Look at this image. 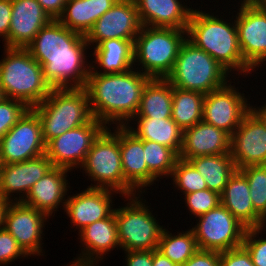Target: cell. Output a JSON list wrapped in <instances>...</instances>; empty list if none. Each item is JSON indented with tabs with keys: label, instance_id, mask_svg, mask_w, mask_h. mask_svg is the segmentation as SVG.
<instances>
[{
	"label": "cell",
	"instance_id": "ac0fdd59",
	"mask_svg": "<svg viewBox=\"0 0 266 266\" xmlns=\"http://www.w3.org/2000/svg\"><path fill=\"white\" fill-rule=\"evenodd\" d=\"M230 155L237 169L266 165V128L251 111L231 135Z\"/></svg>",
	"mask_w": 266,
	"mask_h": 266
},
{
	"label": "cell",
	"instance_id": "9c48e42d",
	"mask_svg": "<svg viewBox=\"0 0 266 266\" xmlns=\"http://www.w3.org/2000/svg\"><path fill=\"white\" fill-rule=\"evenodd\" d=\"M111 129L106 127L95 139L80 170L82 169V173H85L91 182L95 183L87 187L110 189L118 192L119 197H125V178L119 147V126L114 127L113 125Z\"/></svg>",
	"mask_w": 266,
	"mask_h": 266
},
{
	"label": "cell",
	"instance_id": "f546056e",
	"mask_svg": "<svg viewBox=\"0 0 266 266\" xmlns=\"http://www.w3.org/2000/svg\"><path fill=\"white\" fill-rule=\"evenodd\" d=\"M172 85L166 79L151 78L143 88L134 117L171 118Z\"/></svg>",
	"mask_w": 266,
	"mask_h": 266
},
{
	"label": "cell",
	"instance_id": "7c38bea8",
	"mask_svg": "<svg viewBox=\"0 0 266 266\" xmlns=\"http://www.w3.org/2000/svg\"><path fill=\"white\" fill-rule=\"evenodd\" d=\"M106 126L94 117L86 124L66 131L46 144L45 155L53 167L73 171L82 166L93 142Z\"/></svg>",
	"mask_w": 266,
	"mask_h": 266
},
{
	"label": "cell",
	"instance_id": "ee69618b",
	"mask_svg": "<svg viewBox=\"0 0 266 266\" xmlns=\"http://www.w3.org/2000/svg\"><path fill=\"white\" fill-rule=\"evenodd\" d=\"M126 266H152L153 250L124 251Z\"/></svg>",
	"mask_w": 266,
	"mask_h": 266
},
{
	"label": "cell",
	"instance_id": "3957f363",
	"mask_svg": "<svg viewBox=\"0 0 266 266\" xmlns=\"http://www.w3.org/2000/svg\"><path fill=\"white\" fill-rule=\"evenodd\" d=\"M200 9H193L187 28V39L197 48L213 57L229 73L239 76L253 73V69L244 61L239 46L236 22Z\"/></svg>",
	"mask_w": 266,
	"mask_h": 266
},
{
	"label": "cell",
	"instance_id": "44dd1931",
	"mask_svg": "<svg viewBox=\"0 0 266 266\" xmlns=\"http://www.w3.org/2000/svg\"><path fill=\"white\" fill-rule=\"evenodd\" d=\"M114 194L119 193L105 188L88 187L80 193L67 196L64 211L70 218L71 226L80 231L95 221L107 218L114 211Z\"/></svg>",
	"mask_w": 266,
	"mask_h": 266
},
{
	"label": "cell",
	"instance_id": "e575fe53",
	"mask_svg": "<svg viewBox=\"0 0 266 266\" xmlns=\"http://www.w3.org/2000/svg\"><path fill=\"white\" fill-rule=\"evenodd\" d=\"M170 178L183 195L207 189L204 178L188 160L178 158Z\"/></svg>",
	"mask_w": 266,
	"mask_h": 266
},
{
	"label": "cell",
	"instance_id": "d590c367",
	"mask_svg": "<svg viewBox=\"0 0 266 266\" xmlns=\"http://www.w3.org/2000/svg\"><path fill=\"white\" fill-rule=\"evenodd\" d=\"M238 170L248 181L254 210L262 216L266 212V165H250Z\"/></svg>",
	"mask_w": 266,
	"mask_h": 266
},
{
	"label": "cell",
	"instance_id": "bcb514c9",
	"mask_svg": "<svg viewBox=\"0 0 266 266\" xmlns=\"http://www.w3.org/2000/svg\"><path fill=\"white\" fill-rule=\"evenodd\" d=\"M152 266H178V265L173 263L168 257H165L160 251L153 250Z\"/></svg>",
	"mask_w": 266,
	"mask_h": 266
},
{
	"label": "cell",
	"instance_id": "7bdbcfd3",
	"mask_svg": "<svg viewBox=\"0 0 266 266\" xmlns=\"http://www.w3.org/2000/svg\"><path fill=\"white\" fill-rule=\"evenodd\" d=\"M12 0H0V37L5 42L3 47H8V33L11 24Z\"/></svg>",
	"mask_w": 266,
	"mask_h": 266
},
{
	"label": "cell",
	"instance_id": "9a60e30c",
	"mask_svg": "<svg viewBox=\"0 0 266 266\" xmlns=\"http://www.w3.org/2000/svg\"><path fill=\"white\" fill-rule=\"evenodd\" d=\"M229 83L204 96L203 117L206 123L228 133L230 136L239 127L242 118L250 111L245 93Z\"/></svg>",
	"mask_w": 266,
	"mask_h": 266
},
{
	"label": "cell",
	"instance_id": "277c9868",
	"mask_svg": "<svg viewBox=\"0 0 266 266\" xmlns=\"http://www.w3.org/2000/svg\"><path fill=\"white\" fill-rule=\"evenodd\" d=\"M0 60V86L6 98L22 101L28 108L41 103L52 90L42 66L26 48L4 47Z\"/></svg>",
	"mask_w": 266,
	"mask_h": 266
},
{
	"label": "cell",
	"instance_id": "4dcf8cb0",
	"mask_svg": "<svg viewBox=\"0 0 266 266\" xmlns=\"http://www.w3.org/2000/svg\"><path fill=\"white\" fill-rule=\"evenodd\" d=\"M188 161L204 178L207 188L218 194L223 192L229 178L237 170L230 154L198 156Z\"/></svg>",
	"mask_w": 266,
	"mask_h": 266
},
{
	"label": "cell",
	"instance_id": "c3c4849f",
	"mask_svg": "<svg viewBox=\"0 0 266 266\" xmlns=\"http://www.w3.org/2000/svg\"><path fill=\"white\" fill-rule=\"evenodd\" d=\"M8 203L9 202L0 197V229L3 228L4 213Z\"/></svg>",
	"mask_w": 266,
	"mask_h": 266
},
{
	"label": "cell",
	"instance_id": "7a4b0ae2",
	"mask_svg": "<svg viewBox=\"0 0 266 266\" xmlns=\"http://www.w3.org/2000/svg\"><path fill=\"white\" fill-rule=\"evenodd\" d=\"M150 79L134 68L123 73H89L85 89L92 116L106 127L125 126L136 115Z\"/></svg>",
	"mask_w": 266,
	"mask_h": 266
},
{
	"label": "cell",
	"instance_id": "ab89813d",
	"mask_svg": "<svg viewBox=\"0 0 266 266\" xmlns=\"http://www.w3.org/2000/svg\"><path fill=\"white\" fill-rule=\"evenodd\" d=\"M28 257L16 239L4 228L0 229V266H6L16 259Z\"/></svg>",
	"mask_w": 266,
	"mask_h": 266
},
{
	"label": "cell",
	"instance_id": "1f68e13d",
	"mask_svg": "<svg viewBox=\"0 0 266 266\" xmlns=\"http://www.w3.org/2000/svg\"><path fill=\"white\" fill-rule=\"evenodd\" d=\"M204 94L172 86L171 118L184 131L202 121Z\"/></svg>",
	"mask_w": 266,
	"mask_h": 266
},
{
	"label": "cell",
	"instance_id": "2e32d148",
	"mask_svg": "<svg viewBox=\"0 0 266 266\" xmlns=\"http://www.w3.org/2000/svg\"><path fill=\"white\" fill-rule=\"evenodd\" d=\"M141 28L135 1L118 0L94 23L85 38L91 50L108 39L135 40Z\"/></svg>",
	"mask_w": 266,
	"mask_h": 266
},
{
	"label": "cell",
	"instance_id": "681fc988",
	"mask_svg": "<svg viewBox=\"0 0 266 266\" xmlns=\"http://www.w3.org/2000/svg\"><path fill=\"white\" fill-rule=\"evenodd\" d=\"M250 1L256 6L266 9V0H250Z\"/></svg>",
	"mask_w": 266,
	"mask_h": 266
},
{
	"label": "cell",
	"instance_id": "7402d4cb",
	"mask_svg": "<svg viewBox=\"0 0 266 266\" xmlns=\"http://www.w3.org/2000/svg\"><path fill=\"white\" fill-rule=\"evenodd\" d=\"M51 20L37 0H12L8 48H26Z\"/></svg>",
	"mask_w": 266,
	"mask_h": 266
},
{
	"label": "cell",
	"instance_id": "d6a6232c",
	"mask_svg": "<svg viewBox=\"0 0 266 266\" xmlns=\"http://www.w3.org/2000/svg\"><path fill=\"white\" fill-rule=\"evenodd\" d=\"M157 250L176 265L182 266L199 248L191 228L179 231L176 235L164 227Z\"/></svg>",
	"mask_w": 266,
	"mask_h": 266
},
{
	"label": "cell",
	"instance_id": "60d3db41",
	"mask_svg": "<svg viewBox=\"0 0 266 266\" xmlns=\"http://www.w3.org/2000/svg\"><path fill=\"white\" fill-rule=\"evenodd\" d=\"M220 266H255L247 249L241 245L220 252Z\"/></svg>",
	"mask_w": 266,
	"mask_h": 266
},
{
	"label": "cell",
	"instance_id": "f907efd6",
	"mask_svg": "<svg viewBox=\"0 0 266 266\" xmlns=\"http://www.w3.org/2000/svg\"><path fill=\"white\" fill-rule=\"evenodd\" d=\"M265 227H266V212L261 216V221L259 225V228L263 229L264 231H266Z\"/></svg>",
	"mask_w": 266,
	"mask_h": 266
},
{
	"label": "cell",
	"instance_id": "cb8c5ba5",
	"mask_svg": "<svg viewBox=\"0 0 266 266\" xmlns=\"http://www.w3.org/2000/svg\"><path fill=\"white\" fill-rule=\"evenodd\" d=\"M231 136L203 120L183 131L179 158L230 154Z\"/></svg>",
	"mask_w": 266,
	"mask_h": 266
},
{
	"label": "cell",
	"instance_id": "8d00e7d4",
	"mask_svg": "<svg viewBox=\"0 0 266 266\" xmlns=\"http://www.w3.org/2000/svg\"><path fill=\"white\" fill-rule=\"evenodd\" d=\"M184 204L195 218L207 213L221 204L220 194L215 191L204 189L184 195Z\"/></svg>",
	"mask_w": 266,
	"mask_h": 266
},
{
	"label": "cell",
	"instance_id": "30bf717a",
	"mask_svg": "<svg viewBox=\"0 0 266 266\" xmlns=\"http://www.w3.org/2000/svg\"><path fill=\"white\" fill-rule=\"evenodd\" d=\"M197 218L191 229L199 249L222 252L242 245L247 228L222 204Z\"/></svg>",
	"mask_w": 266,
	"mask_h": 266
},
{
	"label": "cell",
	"instance_id": "603a6c76",
	"mask_svg": "<svg viewBox=\"0 0 266 266\" xmlns=\"http://www.w3.org/2000/svg\"><path fill=\"white\" fill-rule=\"evenodd\" d=\"M71 170L62 167H53L44 177L38 180L22 201L48 217L52 216L59 207L64 209L66 195L70 188L67 173ZM61 205V206H60Z\"/></svg>",
	"mask_w": 266,
	"mask_h": 266
},
{
	"label": "cell",
	"instance_id": "ba28073f",
	"mask_svg": "<svg viewBox=\"0 0 266 266\" xmlns=\"http://www.w3.org/2000/svg\"><path fill=\"white\" fill-rule=\"evenodd\" d=\"M139 195V196H138ZM144 195L125 196L124 206L114 208L118 240L123 251L157 250L163 227L156 220ZM145 200V201H144ZM144 202V203H143ZM153 214V215H152Z\"/></svg>",
	"mask_w": 266,
	"mask_h": 266
},
{
	"label": "cell",
	"instance_id": "b9f144b4",
	"mask_svg": "<svg viewBox=\"0 0 266 266\" xmlns=\"http://www.w3.org/2000/svg\"><path fill=\"white\" fill-rule=\"evenodd\" d=\"M182 266H220V252L199 249Z\"/></svg>",
	"mask_w": 266,
	"mask_h": 266
},
{
	"label": "cell",
	"instance_id": "5b68a950",
	"mask_svg": "<svg viewBox=\"0 0 266 266\" xmlns=\"http://www.w3.org/2000/svg\"><path fill=\"white\" fill-rule=\"evenodd\" d=\"M31 109L40 119L46 144L93 118L85 88H52L49 95Z\"/></svg>",
	"mask_w": 266,
	"mask_h": 266
},
{
	"label": "cell",
	"instance_id": "4316f807",
	"mask_svg": "<svg viewBox=\"0 0 266 266\" xmlns=\"http://www.w3.org/2000/svg\"><path fill=\"white\" fill-rule=\"evenodd\" d=\"M221 204L246 228L259 227L261 216L254 210L246 177L237 169L220 194Z\"/></svg>",
	"mask_w": 266,
	"mask_h": 266
},
{
	"label": "cell",
	"instance_id": "5bb4252c",
	"mask_svg": "<svg viewBox=\"0 0 266 266\" xmlns=\"http://www.w3.org/2000/svg\"><path fill=\"white\" fill-rule=\"evenodd\" d=\"M48 219L50 217L45 213L22 202H9L4 213L3 228L16 239L28 256H42L43 229Z\"/></svg>",
	"mask_w": 266,
	"mask_h": 266
},
{
	"label": "cell",
	"instance_id": "f6af8a7d",
	"mask_svg": "<svg viewBox=\"0 0 266 266\" xmlns=\"http://www.w3.org/2000/svg\"><path fill=\"white\" fill-rule=\"evenodd\" d=\"M52 20H57L65 7L66 0H37Z\"/></svg>",
	"mask_w": 266,
	"mask_h": 266
},
{
	"label": "cell",
	"instance_id": "f5cc1de1",
	"mask_svg": "<svg viewBox=\"0 0 266 266\" xmlns=\"http://www.w3.org/2000/svg\"><path fill=\"white\" fill-rule=\"evenodd\" d=\"M1 167H2V162H1V159H0V173H1Z\"/></svg>",
	"mask_w": 266,
	"mask_h": 266
},
{
	"label": "cell",
	"instance_id": "7dc6e473",
	"mask_svg": "<svg viewBox=\"0 0 266 266\" xmlns=\"http://www.w3.org/2000/svg\"><path fill=\"white\" fill-rule=\"evenodd\" d=\"M250 111L262 122L266 128V103L264 105L252 106L250 105Z\"/></svg>",
	"mask_w": 266,
	"mask_h": 266
},
{
	"label": "cell",
	"instance_id": "d4e9b609",
	"mask_svg": "<svg viewBox=\"0 0 266 266\" xmlns=\"http://www.w3.org/2000/svg\"><path fill=\"white\" fill-rule=\"evenodd\" d=\"M142 26L187 29L194 8L182 0H134Z\"/></svg>",
	"mask_w": 266,
	"mask_h": 266
},
{
	"label": "cell",
	"instance_id": "74e56055",
	"mask_svg": "<svg viewBox=\"0 0 266 266\" xmlns=\"http://www.w3.org/2000/svg\"><path fill=\"white\" fill-rule=\"evenodd\" d=\"M29 108L19 100L5 98L0 102V139Z\"/></svg>",
	"mask_w": 266,
	"mask_h": 266
},
{
	"label": "cell",
	"instance_id": "83f0119b",
	"mask_svg": "<svg viewBox=\"0 0 266 266\" xmlns=\"http://www.w3.org/2000/svg\"><path fill=\"white\" fill-rule=\"evenodd\" d=\"M129 122L136 124L133 126L137 128L130 123L125 125L136 137L169 147L179 156L182 148L183 130L172 118L133 117Z\"/></svg>",
	"mask_w": 266,
	"mask_h": 266
},
{
	"label": "cell",
	"instance_id": "836d02e7",
	"mask_svg": "<svg viewBox=\"0 0 266 266\" xmlns=\"http://www.w3.org/2000/svg\"><path fill=\"white\" fill-rule=\"evenodd\" d=\"M143 149L148 170L157 179L170 178L178 155L169 147L148 140H143Z\"/></svg>",
	"mask_w": 266,
	"mask_h": 266
},
{
	"label": "cell",
	"instance_id": "e0dca14e",
	"mask_svg": "<svg viewBox=\"0 0 266 266\" xmlns=\"http://www.w3.org/2000/svg\"><path fill=\"white\" fill-rule=\"evenodd\" d=\"M119 147L125 178V196L143 194L147 186L159 181L145 161L143 140L136 137L126 126H119ZM145 188V189H143ZM141 189V190H140Z\"/></svg>",
	"mask_w": 266,
	"mask_h": 266
},
{
	"label": "cell",
	"instance_id": "484cf974",
	"mask_svg": "<svg viewBox=\"0 0 266 266\" xmlns=\"http://www.w3.org/2000/svg\"><path fill=\"white\" fill-rule=\"evenodd\" d=\"M134 41L108 39L92 47L94 52L90 56L94 59L90 61V73H123L134 68Z\"/></svg>",
	"mask_w": 266,
	"mask_h": 266
},
{
	"label": "cell",
	"instance_id": "ffe728a7",
	"mask_svg": "<svg viewBox=\"0 0 266 266\" xmlns=\"http://www.w3.org/2000/svg\"><path fill=\"white\" fill-rule=\"evenodd\" d=\"M52 168V162L45 154L24 162L2 164L0 197L7 202H22L33 185ZM13 193L19 195L14 197Z\"/></svg>",
	"mask_w": 266,
	"mask_h": 266
},
{
	"label": "cell",
	"instance_id": "f1b7e54d",
	"mask_svg": "<svg viewBox=\"0 0 266 266\" xmlns=\"http://www.w3.org/2000/svg\"><path fill=\"white\" fill-rule=\"evenodd\" d=\"M118 0H66L57 19L65 27L86 35L94 23Z\"/></svg>",
	"mask_w": 266,
	"mask_h": 266
},
{
	"label": "cell",
	"instance_id": "6da1fadb",
	"mask_svg": "<svg viewBox=\"0 0 266 266\" xmlns=\"http://www.w3.org/2000/svg\"><path fill=\"white\" fill-rule=\"evenodd\" d=\"M87 47L84 35L51 20L26 49L42 66L51 88H85L91 70Z\"/></svg>",
	"mask_w": 266,
	"mask_h": 266
},
{
	"label": "cell",
	"instance_id": "d6986e66",
	"mask_svg": "<svg viewBox=\"0 0 266 266\" xmlns=\"http://www.w3.org/2000/svg\"><path fill=\"white\" fill-rule=\"evenodd\" d=\"M78 233L83 246L81 253L73 258L75 260L67 264L69 266H97L108 252L118 247L120 250L114 211L107 218L87 225Z\"/></svg>",
	"mask_w": 266,
	"mask_h": 266
},
{
	"label": "cell",
	"instance_id": "816d5d0a",
	"mask_svg": "<svg viewBox=\"0 0 266 266\" xmlns=\"http://www.w3.org/2000/svg\"><path fill=\"white\" fill-rule=\"evenodd\" d=\"M6 97H5V95H4V93H3V89H2V87L0 86V102L3 100V99H5Z\"/></svg>",
	"mask_w": 266,
	"mask_h": 266
},
{
	"label": "cell",
	"instance_id": "52a82bcc",
	"mask_svg": "<svg viewBox=\"0 0 266 266\" xmlns=\"http://www.w3.org/2000/svg\"><path fill=\"white\" fill-rule=\"evenodd\" d=\"M229 75L213 57L186 38L166 80L173 87L206 95L226 85L231 79Z\"/></svg>",
	"mask_w": 266,
	"mask_h": 266
},
{
	"label": "cell",
	"instance_id": "8992f818",
	"mask_svg": "<svg viewBox=\"0 0 266 266\" xmlns=\"http://www.w3.org/2000/svg\"><path fill=\"white\" fill-rule=\"evenodd\" d=\"M186 38L187 29L142 26L134 41V69L150 78L166 79Z\"/></svg>",
	"mask_w": 266,
	"mask_h": 266
},
{
	"label": "cell",
	"instance_id": "f35d334b",
	"mask_svg": "<svg viewBox=\"0 0 266 266\" xmlns=\"http://www.w3.org/2000/svg\"><path fill=\"white\" fill-rule=\"evenodd\" d=\"M262 231L265 232L259 227L247 228L243 238L242 245L249 252L255 266H266V237L261 236Z\"/></svg>",
	"mask_w": 266,
	"mask_h": 266
},
{
	"label": "cell",
	"instance_id": "8fae6325",
	"mask_svg": "<svg viewBox=\"0 0 266 266\" xmlns=\"http://www.w3.org/2000/svg\"><path fill=\"white\" fill-rule=\"evenodd\" d=\"M46 143L38 115L29 108L0 139L2 164L24 162L45 154Z\"/></svg>",
	"mask_w": 266,
	"mask_h": 266
},
{
	"label": "cell",
	"instance_id": "4fadbf2b",
	"mask_svg": "<svg viewBox=\"0 0 266 266\" xmlns=\"http://www.w3.org/2000/svg\"><path fill=\"white\" fill-rule=\"evenodd\" d=\"M239 4L234 16L239 46L244 61L255 70L266 61V9L250 0H241Z\"/></svg>",
	"mask_w": 266,
	"mask_h": 266
}]
</instances>
